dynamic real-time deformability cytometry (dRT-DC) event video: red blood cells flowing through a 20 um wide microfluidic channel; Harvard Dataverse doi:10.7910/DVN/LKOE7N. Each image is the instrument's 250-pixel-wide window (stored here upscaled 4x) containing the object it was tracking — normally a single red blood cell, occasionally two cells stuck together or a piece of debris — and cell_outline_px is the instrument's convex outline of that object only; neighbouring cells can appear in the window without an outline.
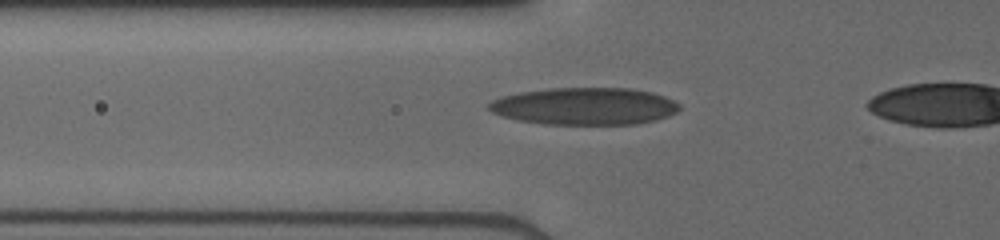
{"species": "human", "species_latin": "Homo sapiens", "temperature_condition": "cold", "stored_images_in_passage": 14, "segment_of_instrument_passage": [1, 2], "camera_frame_rate_fps": 3000, "um_per_image_px": 0.085, "donor": {"sex": "male"}, "frame": {"image": 1, "passage_image": 12, "time_ms": 4.0, "image_size_px": [1000, 240], "cell_outline_px": [[680, 108], [676, 112], [668, 116], [656, 120], [636, 124], [544, 124], [516, 120], [500, 116], [492, 112], [488, 108], [488, 104], [492, 100], [500, 96], [520, 92], [548, 88], [632, 88], [652, 92], [664, 96], [680, 104]], "centroid_in_image_um": [49.67, 9.02], "position_along_channel_um": 76.1, "area_um2": 41.62}}